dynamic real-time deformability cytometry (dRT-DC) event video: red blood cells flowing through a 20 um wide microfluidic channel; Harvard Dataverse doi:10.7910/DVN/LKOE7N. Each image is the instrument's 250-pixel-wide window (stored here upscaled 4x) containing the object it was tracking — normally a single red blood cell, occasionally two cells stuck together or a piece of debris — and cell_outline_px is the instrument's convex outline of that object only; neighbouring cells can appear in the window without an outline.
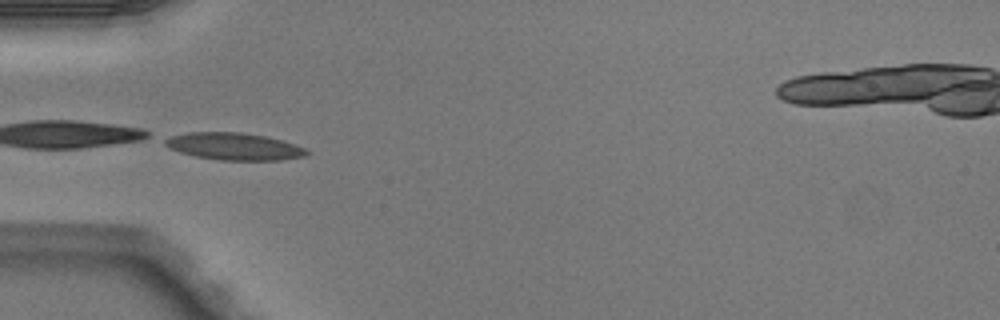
{"species": "Egyptian fruit bat (a non-hibernating species)", "species_latin": "Rousettus aegyptiacus", "temperature_condition": "warm", "stored_images_in_passage": 4, "camera_frame_rate_fps": 3000, "um_per_image_px": 0.085, "animal": {"sex": "male"}, "frame": {"image": 1, "passage_image": 4, "time_ms": 1.0, "image_size_px": [1000, 320], "cell_outline_px": [[312, 152], [304, 156], [280, 160], [220, 160], [196, 156], [180, 152], [164, 144], [164, 140], [172, 136], [188, 132], [240, 132], [264, 136], [280, 140], [304, 148]], "centroid_in_image_um": [19.9, 12.45], "position_along_channel_um": 65.1, "area_um2": 22.08}}